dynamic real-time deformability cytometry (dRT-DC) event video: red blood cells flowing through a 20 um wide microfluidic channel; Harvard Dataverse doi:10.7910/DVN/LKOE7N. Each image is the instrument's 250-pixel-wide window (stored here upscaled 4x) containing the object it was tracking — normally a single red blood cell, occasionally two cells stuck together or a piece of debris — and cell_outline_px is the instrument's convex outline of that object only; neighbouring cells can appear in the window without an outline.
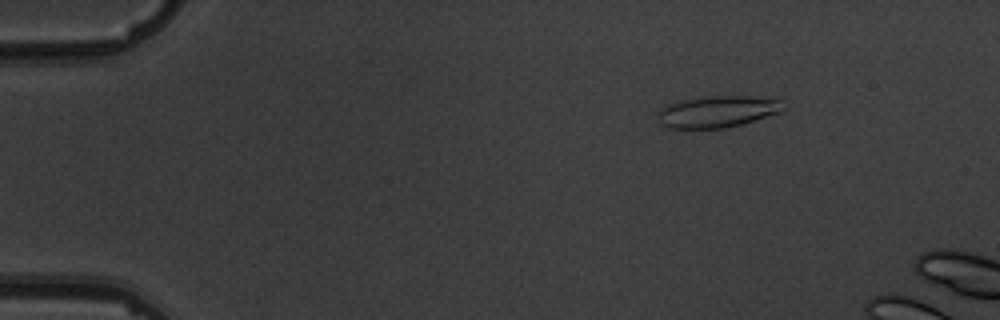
{"species": "common noctule bat (a hibernating species)", "species_latin": "Nyctalus noctula", "temperature_condition": "warm", "stored_images_in_passage": 5, "camera_frame_rate_fps": 3000, "um_per_image_px": 0.085, "animal": {"sex": "male", "body_mass_g": 19.5, "forearm_length_mm": 54.6}, "frame": {"image": 1, "passage_image": 3, "time_ms": 2.333, "image_size_px": [1000, 320], "cell_outline_px": [[784, 112], [740, 124], [724, 128], [668, 128], [660, 124], [656, 112], [660, 108], [668, 104], [680, 100], [708, 96], [752, 96], [784, 100]], "centroid_in_image_um": [60.99, 9.48], "position_along_channel_um": 24.0, "area_um2": 23.41}}